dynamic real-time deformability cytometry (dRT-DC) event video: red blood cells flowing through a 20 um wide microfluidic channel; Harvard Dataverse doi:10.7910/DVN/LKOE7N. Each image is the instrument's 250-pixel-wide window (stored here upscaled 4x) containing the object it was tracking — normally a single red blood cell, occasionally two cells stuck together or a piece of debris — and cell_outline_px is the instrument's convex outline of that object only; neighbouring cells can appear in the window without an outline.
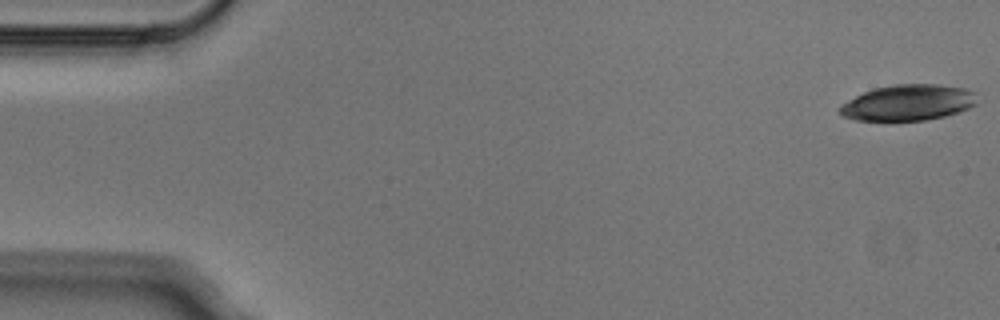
{"species": "Egyptian fruit bat (a non-hibernating species)", "species_latin": "Rousettus aegyptiacus", "temperature_condition": "cold", "stored_images_in_passage": 7, "camera_frame_rate_fps": 3000, "um_per_image_px": 0.085, "animal": {"sex": "male"}, "frame": {"image": 1, "passage_image": 1, "time_ms": 0.0, "image_size_px": [1000, 320], "cell_outline_px": [[976, 104], [960, 112], [928, 120], [856, 120], [840, 116], [840, 108], [848, 100], [864, 92], [876, 88], [896, 84], [936, 84], [964, 88], [976, 92]], "centroid_in_image_um": [77.23, 8.72], "position_along_channel_um": 7.8, "area_um2": 28.55}}
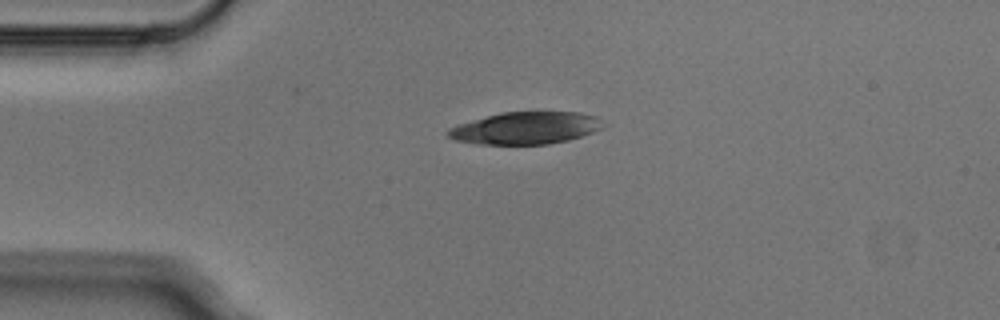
{"frame": {"image": 2, "passage_image": 4, "time_ms": 1.0, "image_size_px": [1000, 320], "cell_outline_px": [[604, 128], [568, 140], [548, 144], [476, 144], [456, 140], [448, 136], [448, 128], [460, 124], [500, 112], [580, 112], [596, 116], [600, 120]], "centroid_in_image_um": [44.69, 10.88], "position_along_channel_um": 40.3, "area_um2": 28.84}}